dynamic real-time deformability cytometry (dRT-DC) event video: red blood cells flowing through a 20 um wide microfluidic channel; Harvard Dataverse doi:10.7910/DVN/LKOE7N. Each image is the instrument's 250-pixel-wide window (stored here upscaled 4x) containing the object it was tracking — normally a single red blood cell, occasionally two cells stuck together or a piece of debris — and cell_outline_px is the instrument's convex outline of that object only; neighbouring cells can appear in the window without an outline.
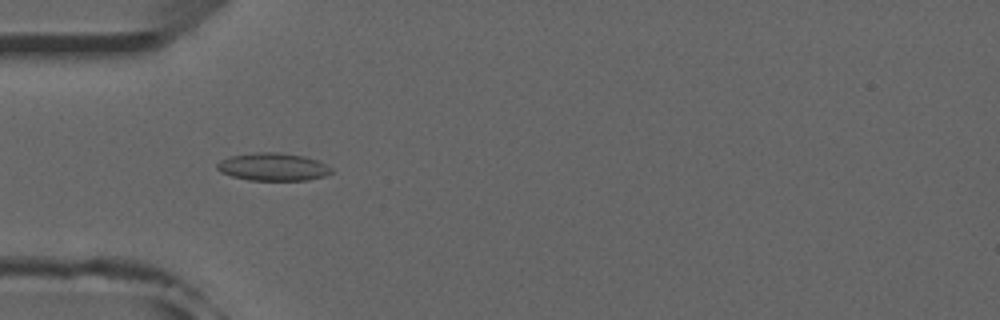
{"species": "common noctule bat (a hibernating species)", "species_latin": "Nyctalus noctula", "temperature_condition": "room temperature", "stored_images_in_passage": 37, "camera_frame_rate_fps": 3000, "um_per_image_px": 0.085, "animal": {"sex": "male", "forearm_length_mm": 52.5}, "frame": {"image": 1, "passage_image": 1, "time_ms": 0.0, "image_size_px": [1000, 320], "cell_outline_px": [[332, 172], [324, 176], [308, 180], [248, 180], [232, 176], [220, 172], [216, 168], [216, 164], [220, 160], [232, 156], [256, 152], [280, 152], [304, 156], [316, 160], [332, 168]], "centroid_in_image_um": [23.18, 14.18], "position_along_channel_um": 61.8, "area_um2": 18.44}}
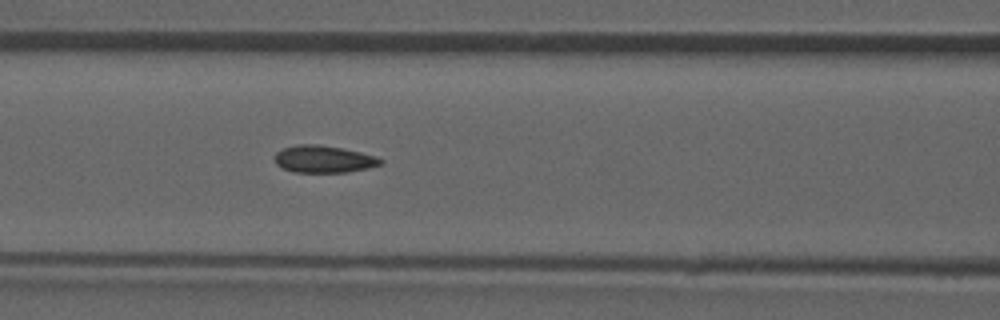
{"frame": {"image": 2, "passage_image": 7, "time_ms": 2.0, "image_size_px": [1000, 320], "cell_outline_px": [[384, 164], [368, 168], [348, 172], [292, 172], [276, 164], [272, 160], [276, 152], [284, 148], [296, 144], [320, 144], [344, 148], [376, 156], [384, 160]], "centroid_in_image_um": [27.52, 13.52], "position_along_channel_um": 139.1, "area_um2": 17.05}}
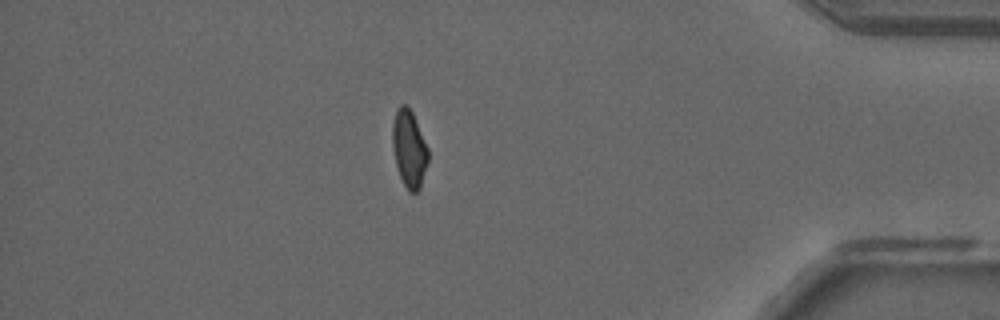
{"frame": {"image": 3, "passage_image": 30, "time_ms": 9.667, "image_size_px": [1000, 320], "cell_outline_px": [[428, 160], [420, 188], [416, 192], [408, 192], [400, 176], [396, 164], [392, 144], [392, 124], [396, 112], [400, 104], [404, 104], [412, 112], [428, 148]], "centroid_in_image_um": [34.77, 12.65], "position_along_channel_um": 400.4, "area_um2": 15.84}, "authors_computed_cell_mechanics": {"area_um2": 16.4152, "velocity_mm_per_s": 3.9402, "shape_relaxation_time_tau1_ms": null, "shape_relaxation_time_tau2_ms": 1.4027, "deformation_change_tau1": null, "deformation_change_tau2": 0.0662}}